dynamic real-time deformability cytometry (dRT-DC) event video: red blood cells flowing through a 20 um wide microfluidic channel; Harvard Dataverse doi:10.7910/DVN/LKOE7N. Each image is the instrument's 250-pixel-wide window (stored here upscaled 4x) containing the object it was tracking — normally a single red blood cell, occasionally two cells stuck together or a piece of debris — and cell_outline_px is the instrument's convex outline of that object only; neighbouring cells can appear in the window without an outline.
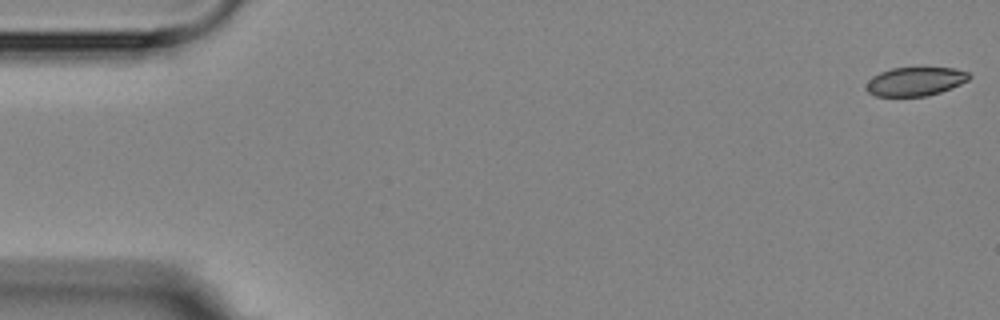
{"species": "Egyptian fruit bat (a non-hibernating species)", "species_latin": "Rousettus aegyptiacus", "temperature_condition": "room temperature", "stored_images_in_passage": 4, "camera_frame_rate_fps": 3000, "um_per_image_px": 0.085, "animal": {"sex": "female"}, "frame": {"image": 1, "passage_image": 1, "time_ms": 0.0, "image_size_px": [1000, 320], "cell_outline_px": [[972, 76], [968, 80], [952, 88], [940, 92], [924, 96], [876, 96], [868, 92], [864, 88], [868, 80], [872, 76], [880, 72], [892, 68], [956, 68], [968, 72]], "centroid_in_image_um": [77.79, 6.92], "position_along_channel_um": 7.2, "area_um2": 17.28}}